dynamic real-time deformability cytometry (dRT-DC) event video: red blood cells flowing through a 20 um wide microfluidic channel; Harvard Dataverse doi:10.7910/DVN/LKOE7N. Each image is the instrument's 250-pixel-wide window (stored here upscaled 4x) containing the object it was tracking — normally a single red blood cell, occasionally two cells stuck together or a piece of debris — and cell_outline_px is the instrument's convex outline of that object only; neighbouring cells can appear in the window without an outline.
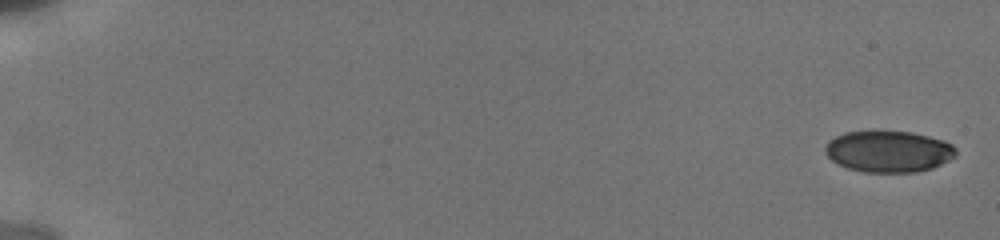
{"species": "human", "species_latin": "Homo sapiens", "temperature_condition": "cold", "stored_images_in_passage": 8, "camera_frame_rate_fps": 3000, "um_per_image_px": 0.085, "donor": {"sex": "male"}, "frame": {"image": 1, "passage_image": 1, "time_ms": 0.0, "image_size_px": [1000, 240], "cell_outline_px": [[956, 156], [932, 168], [916, 172], [864, 172], [848, 168], [832, 160], [824, 152], [824, 148], [828, 140], [844, 132], [876, 128], [880, 128], [912, 132], [944, 140], [952, 144], [956, 148]], "centroid_in_image_um": [75.5, 12.82], "position_along_channel_um": 9.5, "area_um2": 32.43}}
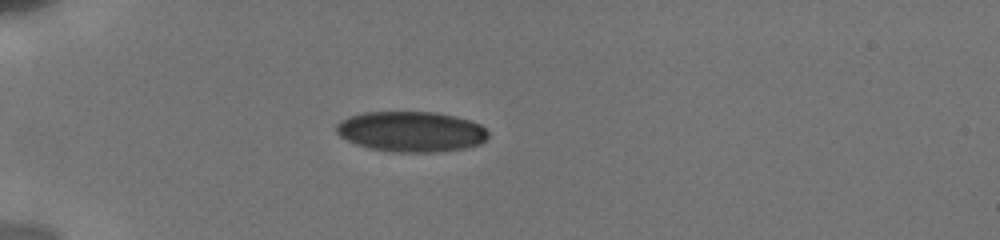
{"frame": {"image": 2, "passage_image": 6, "time_ms": 5.333, "image_size_px": [1000, 240], "cell_outline_px": [[488, 140], [480, 144], [464, 148], [436, 152], [388, 152], [368, 148], [356, 144], [340, 136], [336, 132], [336, 124], [340, 120], [348, 116], [364, 112], [436, 112], [456, 116], [480, 124], [488, 132]], "centroid_in_image_um": [34.94, 11.19], "position_along_channel_um": 50.1, "area_um2": 36.07}}
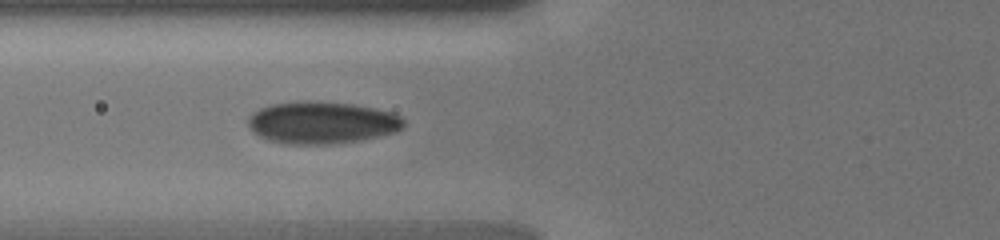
{"frame": {"image": 3, "passage_image": 8, "time_ms": 7.333, "image_size_px": [1000, 240], "cell_outline_px": [[404, 128], [396, 132], [380, 136], [360, 140], [328, 144], [284, 144], [268, 140], [252, 132], [248, 128], [248, 116], [252, 112], [260, 108], [272, 104], [304, 100], [320, 100], [352, 104], [376, 108], [392, 112], [400, 116], [404, 120]], "centroid_in_image_um": [27.35, 10.41], "position_along_channel_um": 98.5, "area_um2": 38.78}}